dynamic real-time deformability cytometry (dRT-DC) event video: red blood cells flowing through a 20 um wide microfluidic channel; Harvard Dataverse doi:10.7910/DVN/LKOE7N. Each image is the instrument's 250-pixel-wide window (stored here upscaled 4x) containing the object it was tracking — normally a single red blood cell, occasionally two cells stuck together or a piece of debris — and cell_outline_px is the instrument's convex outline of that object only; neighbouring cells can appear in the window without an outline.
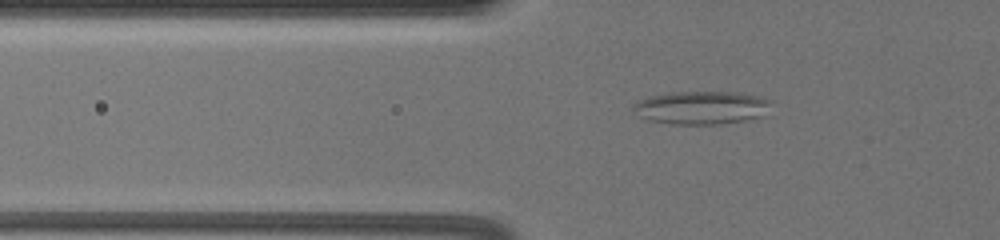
{"species": "common noctule bat (a hibernating species)", "species_latin": "Nyctalus noctula", "temperature_condition": "warm", "stored_images_in_passage": 59, "camera_frame_rate_fps": 3000, "um_per_image_px": 0.085, "animal": {"sex": "female", "body_mass_g": 19.5, "forearm_length_mm": 54.1}, "frame": {"image": 1, "passage_image": 19, "time_ms": 6.0, "image_size_px": [1000, 240], "cell_outline_px": [[772, 100], [760, 116], [744, 120], [720, 124], [672, 124], [648, 120], [640, 116], [632, 108], [632, 104], [648, 96], [672, 92], [736, 92], [756, 96]], "centroid_in_image_um": [59.55, 9.14], "position_along_channel_um": 66.3, "area_um2": 26.3}}
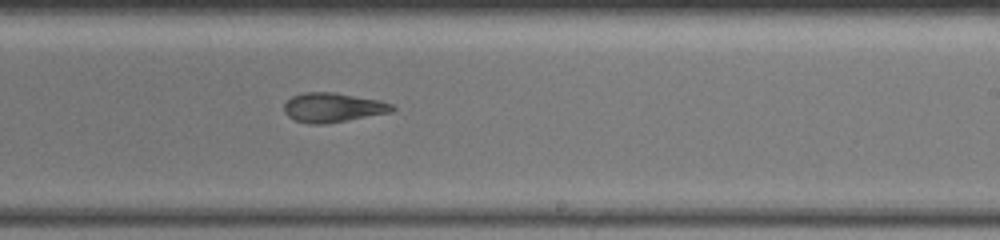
{"frame": {"image": 2, "passage_image": 37, "time_ms": 12.0, "image_size_px": [1000, 240], "cell_outline_px": [[396, 108], [392, 112], [348, 120], [324, 124], [308, 124], [296, 120], [288, 116], [284, 112], [284, 104], [292, 96], [304, 92], [336, 92], [380, 100], [392, 104]], "centroid_in_image_um": [28.3, 9.13], "position_along_channel_um": 260.7, "area_um2": 18.61}}
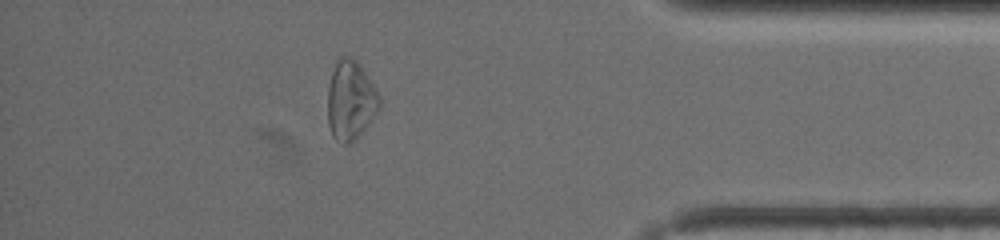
{"frame": {"image": 3, "passage_image": 52, "time_ms": 17.0, "image_size_px": [1000, 240], "cell_outline_px": [[380, 108], [368, 124], [352, 144], [344, 144], [336, 140], [332, 136], [328, 124], [328, 88], [332, 72], [336, 60], [340, 56], [348, 56], [356, 60], [360, 64], [376, 88], [380, 96]], "centroid_in_image_um": [29.8, 8.53], "position_along_channel_um": 405.4, "area_um2": 24.1}, "authors_computed_cell_mechanics": {"area_um2": 23.9292, "velocity_mm_per_s": 3.3924, "shape_relaxation_time_tau1_ms": null, "shape_relaxation_time_tau2_ms": 2.8629, "deformation_change_tau1": null, "deformation_change_tau2": 0.1083}}